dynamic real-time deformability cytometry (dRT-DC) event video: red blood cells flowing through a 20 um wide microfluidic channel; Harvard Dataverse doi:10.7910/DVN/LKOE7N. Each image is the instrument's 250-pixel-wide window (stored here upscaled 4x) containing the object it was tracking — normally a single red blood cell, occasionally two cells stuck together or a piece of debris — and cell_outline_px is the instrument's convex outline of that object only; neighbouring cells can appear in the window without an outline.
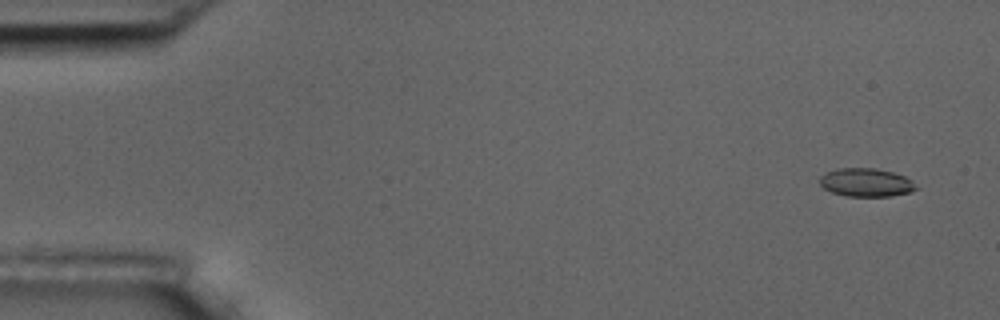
{"species": "common noctule bat (a hibernating species)", "species_latin": "Nyctalus noctula", "temperature_condition": "room temperature", "stored_images_in_passage": 9, "camera_frame_rate_fps": 3000, "um_per_image_px": 0.085, "animal": {"sex": "male", "body_mass_g": 17.5, "forearm_length_mm": 52.3}, "frame": {"image": 1, "passage_image": 1, "time_ms": 0.0, "image_size_px": [1000, 320], "cell_outline_px": [[920, 188], [912, 192], [892, 196], [844, 196], [832, 192], [824, 188], [820, 184], [820, 176], [828, 172], [840, 168], [876, 168], [892, 172], [904, 176], [912, 180]], "centroid_in_image_um": [73.67, 15.52], "position_along_channel_um": 11.3, "area_um2": 16.01}}
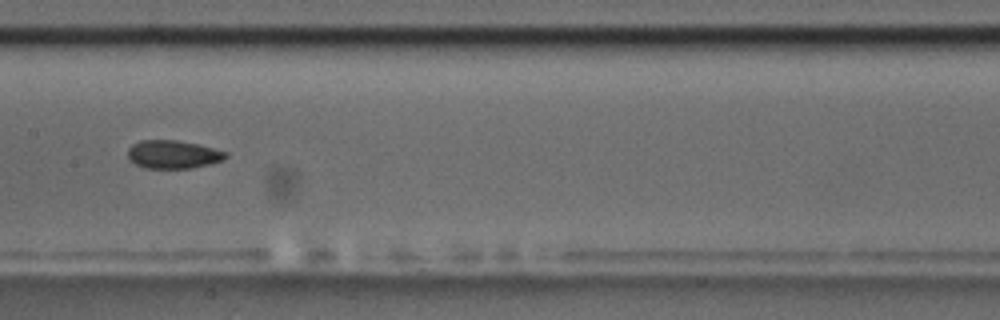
{"frame": {"image": 2, "passage_image": 8, "time_ms": 8.333, "image_size_px": [1000, 320], "cell_outline_px": [[228, 156], [224, 160], [192, 168], [144, 168], [136, 164], [128, 156], [128, 148], [132, 144], [140, 140], [176, 140], [200, 144], [228, 152]], "centroid_in_image_um": [14.74, 13.11], "position_along_channel_um": 192.7, "area_um2": 16.18}}
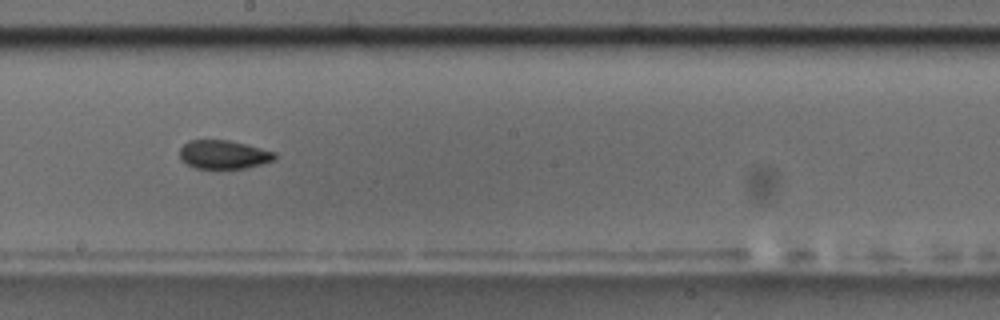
{"frame": {"image": 3, "passage_image": 9, "time_ms": 9.333, "image_size_px": [1000, 320], "cell_outline_px": [[276, 160], [244, 168], [196, 168], [180, 160], [180, 148], [188, 140], [228, 140], [276, 152]], "centroid_in_image_um": [19.0, 13.13], "position_along_channel_um": 229.2, "area_um2": 15.72}}